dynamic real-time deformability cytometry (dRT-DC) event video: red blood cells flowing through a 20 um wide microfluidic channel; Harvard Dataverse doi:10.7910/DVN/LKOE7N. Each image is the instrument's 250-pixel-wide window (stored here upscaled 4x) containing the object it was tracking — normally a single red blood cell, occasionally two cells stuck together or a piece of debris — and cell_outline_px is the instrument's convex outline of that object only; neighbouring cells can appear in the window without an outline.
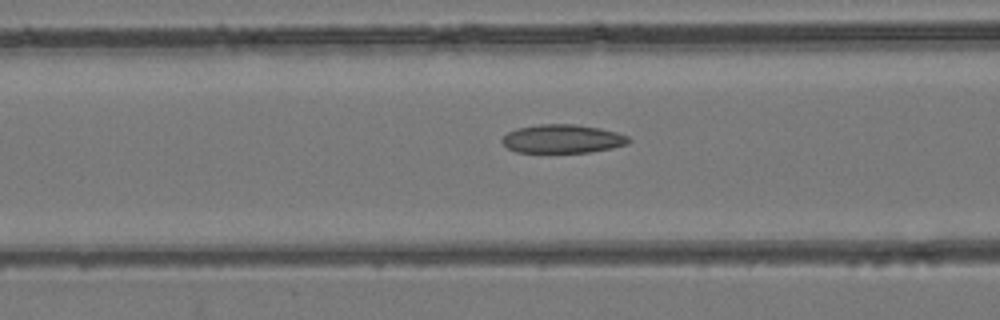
{"species": "common noctule bat (a hibernating species)", "species_latin": "Nyctalus noctula", "temperature_condition": "room temperature", "stored_images_in_passage": 49, "camera_frame_rate_fps": 3000, "um_per_image_px": 0.085, "animal": {"sex": "female", "body_mass_g": 24.6, "forearm_length_mm": 56.2}, "frame": {"image": 1, "passage_image": 20, "time_ms": 6.333, "image_size_px": [1000, 320], "cell_outline_px": [[632, 140], [628, 144], [612, 148], [588, 152], [516, 152], [508, 148], [500, 140], [508, 132], [516, 128], [540, 124], [576, 124], [600, 128], [616, 132], [628, 136]], "centroid_in_image_um": [47.82, 11.79], "position_along_channel_um": 118.8, "area_um2": 21.1}}
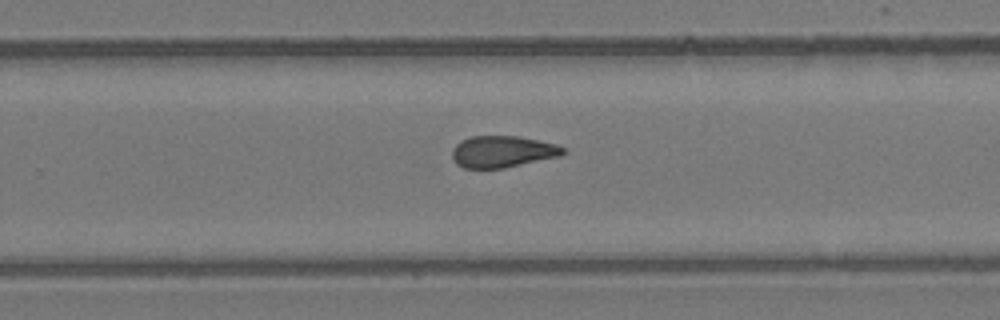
{"frame": {"image": 2, "passage_image": 32, "time_ms": 10.333, "image_size_px": [1000, 320], "cell_outline_px": [[564, 152], [560, 156], [504, 168], [464, 168], [456, 164], [452, 156], [452, 148], [460, 140], [472, 136], [516, 136], [556, 144], [564, 148]], "centroid_in_image_um": [42.67, 12.89], "position_along_channel_um": 287.1, "area_um2": 20.35}}
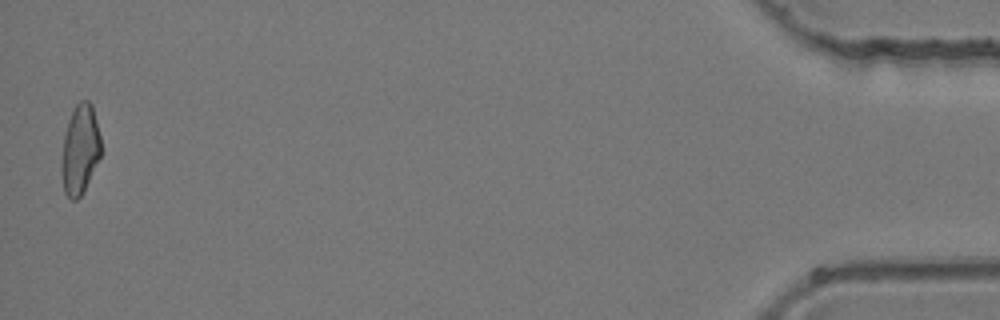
{"frame": {"image": 3, "passage_image": 49, "time_ms": 16.0, "image_size_px": [1000, 320], "cell_outline_px": [[100, 156], [80, 196], [76, 200], [72, 200], [64, 192], [64, 132], [68, 120], [76, 104], [80, 100], [88, 100], [92, 104], [100, 136]], "centroid_in_image_um": [6.83, 12.62], "position_along_channel_um": 428.4, "area_um2": 19.54}}